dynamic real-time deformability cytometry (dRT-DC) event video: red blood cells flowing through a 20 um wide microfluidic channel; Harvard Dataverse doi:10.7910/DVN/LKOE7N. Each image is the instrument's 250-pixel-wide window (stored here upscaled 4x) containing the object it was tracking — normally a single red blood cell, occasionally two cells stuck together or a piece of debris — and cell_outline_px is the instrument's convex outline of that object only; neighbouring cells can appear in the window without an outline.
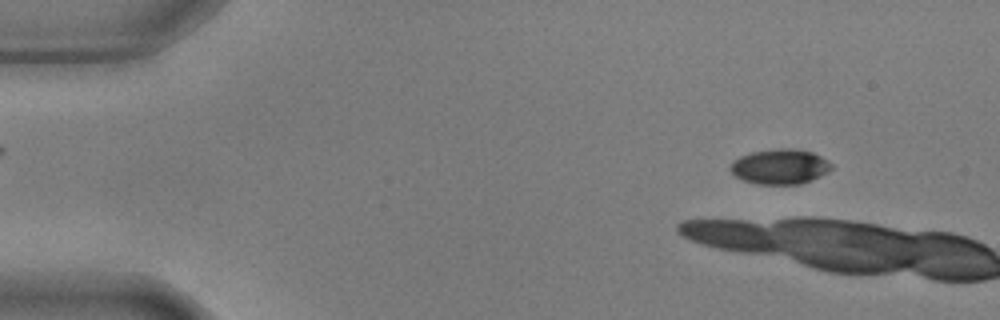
{"species": "common noctule bat (a hibernating species)", "species_latin": "Nyctalus noctula", "temperature_condition": "warm", "stored_images_in_passage": 8, "camera_frame_rate_fps": 3000, "um_per_image_px": 0.085, "animal": {"sex": "male", "body_mass_g": 17.9, "forearm_length_mm": 54.2}, "frame": {"image": 1, "passage_image": 6, "time_ms": 1.667, "image_size_px": [1000, 320], "cell_outline_px": [[832, 168], [800, 184], [756, 184], [744, 180], [736, 176], [728, 168], [732, 160], [740, 156], [752, 152], [780, 148], [788, 148], [812, 152], [820, 156], [832, 164]], "centroid_in_image_um": [66.22, 14.15], "position_along_channel_um": 18.8, "area_um2": 20.29}}